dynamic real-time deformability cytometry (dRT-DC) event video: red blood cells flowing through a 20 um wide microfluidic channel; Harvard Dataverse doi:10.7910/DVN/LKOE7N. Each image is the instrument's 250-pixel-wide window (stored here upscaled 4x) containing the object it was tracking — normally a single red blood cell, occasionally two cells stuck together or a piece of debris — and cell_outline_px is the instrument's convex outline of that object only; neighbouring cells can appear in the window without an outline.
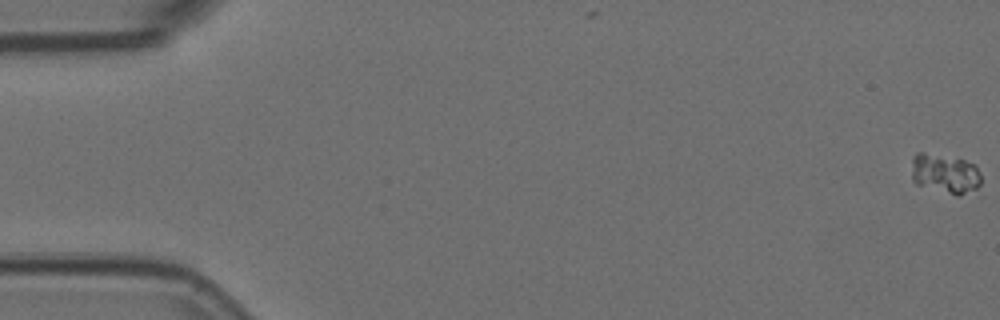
{"species": "Egyptian fruit bat (a non-hibernating species)", "species_latin": "Rousettus aegyptiacus", "temperature_condition": "room temperature", "stored_images_in_passage": 18, "camera_frame_rate_fps": 3000, "um_per_image_px": 0.085, "animal": {"sex": "female"}, "frame": {"image": 1, "passage_image": 1, "time_ms": 0.0, "image_size_px": [1000, 320], "cell_outline_px": [[980, 184], [976, 188], [960, 196], [956, 196], [916, 184], [912, 180], [912, 156], [916, 152], [924, 152], [964, 160], [976, 164], [980, 172]], "centroid_in_image_um": [80.31, 14.76], "position_along_channel_um": 4.7, "area_um2": 16.18}}
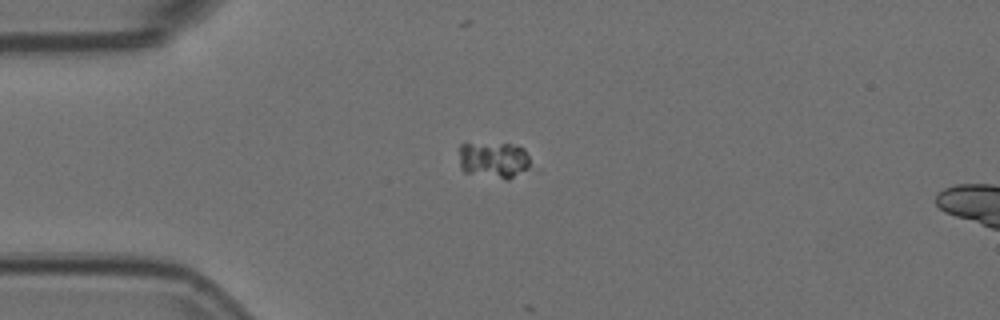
{"frame": {"image": 2, "passage_image": 15, "time_ms": 4.667, "image_size_px": [1000, 320], "cell_outline_px": [[528, 168], [508, 180], [464, 172], [460, 168], [460, 144], [508, 144], [524, 148], [528, 156]], "centroid_in_image_um": [41.94, 13.61], "position_along_channel_um": 43.1, "area_um2": 14.8}}